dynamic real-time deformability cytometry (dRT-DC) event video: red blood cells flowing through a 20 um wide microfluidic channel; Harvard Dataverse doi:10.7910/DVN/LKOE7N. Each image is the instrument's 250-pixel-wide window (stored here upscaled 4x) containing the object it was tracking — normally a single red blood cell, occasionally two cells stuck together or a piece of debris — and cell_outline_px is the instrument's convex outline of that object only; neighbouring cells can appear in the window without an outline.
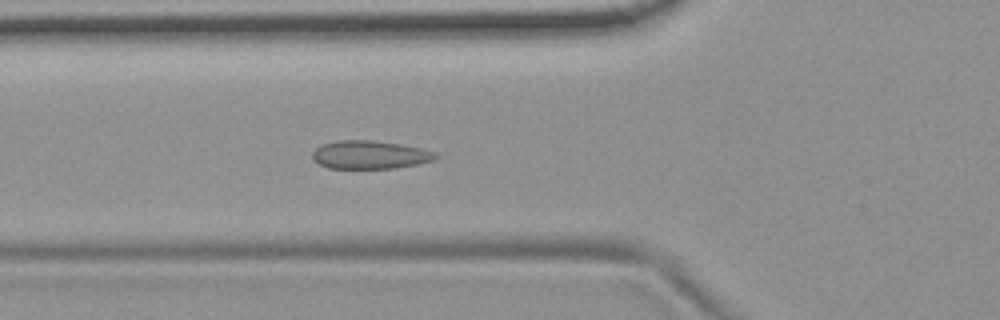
{"species": "common noctule bat (a hibernating species)", "species_latin": "Nyctalus noctula", "temperature_condition": "room temperature", "stored_images_in_passage": 45, "camera_frame_rate_fps": 3000, "um_per_image_px": 0.085, "animal": {"sex": "female", "body_mass_g": 19.9}, "frame": {"image": 1, "passage_image": 9, "time_ms": 2.667, "image_size_px": [1000, 320], "cell_outline_px": [[440, 156], [432, 160], [416, 164], [396, 168], [328, 168], [312, 160], [312, 152], [320, 144], [336, 140], [372, 140], [400, 144], [420, 148], [436, 152]], "centroid_in_image_um": [31.4, 13.15], "position_along_channel_um": 94.4, "area_um2": 20.35}}
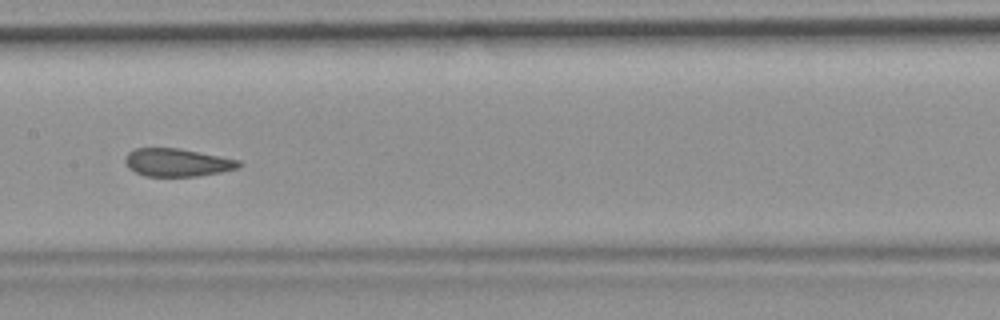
{"frame": {"image": 2, "passage_image": 17, "time_ms": 5.333, "image_size_px": [1000, 320], "cell_outline_px": [[244, 164], [240, 168], [220, 172], [196, 176], [144, 176], [128, 168], [124, 160], [128, 152], [136, 148], [180, 148], [240, 160]], "centroid_in_image_um": [15.09, 13.81], "position_along_channel_um": 192.3, "area_um2": 18.61}}
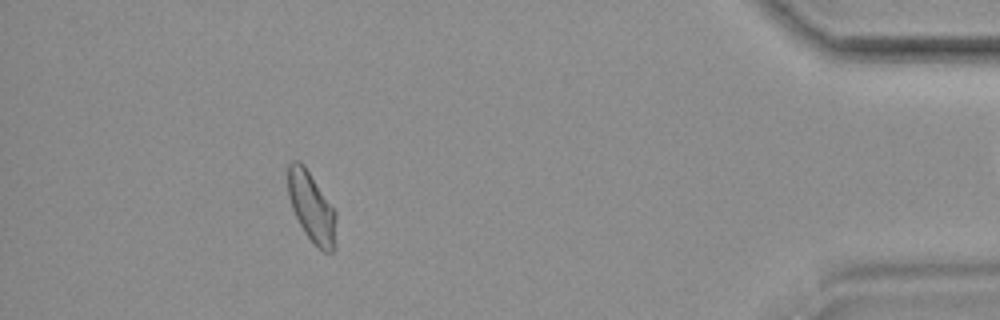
{"frame": {"image": 3, "passage_image": 39, "time_ms": 12.667, "image_size_px": [1000, 320], "cell_outline_px": [[336, 248], [332, 252], [324, 252], [304, 232], [292, 208], [288, 196], [288, 164], [292, 160], [300, 160], [304, 164], [336, 212]], "centroid_in_image_um": [26.49, 17.59], "position_along_channel_um": 408.7, "area_um2": 19.59}, "authors_computed_cell_mechanics": {"area_um2": 19.5942, "velocity_mm_per_s": 3.6701, "shape_relaxation_time_tau1_ms": null, "shape_relaxation_time_tau2_ms": 1.1157, "deformation_change_tau1": null, "deformation_change_tau2": 0.0464}}